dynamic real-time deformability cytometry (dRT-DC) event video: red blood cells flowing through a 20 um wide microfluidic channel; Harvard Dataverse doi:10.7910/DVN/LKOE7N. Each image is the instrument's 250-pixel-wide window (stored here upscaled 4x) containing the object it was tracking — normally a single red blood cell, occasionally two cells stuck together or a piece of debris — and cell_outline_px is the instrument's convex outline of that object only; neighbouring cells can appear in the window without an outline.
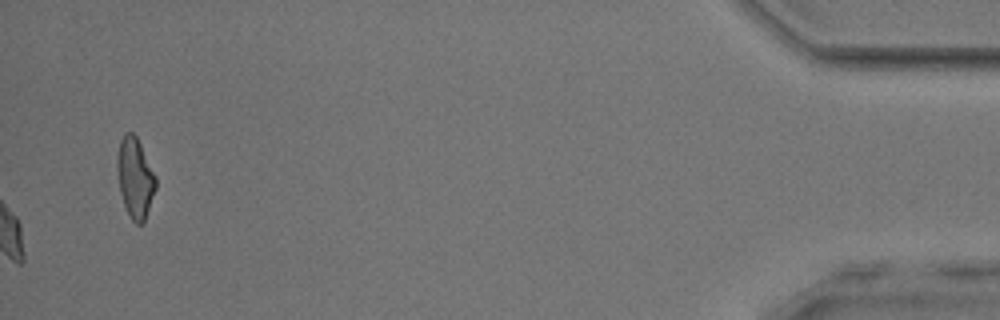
{"species": "common noctule bat (a hibernating species)", "species_latin": "Nyctalus noctula", "temperature_condition": "room temperature", "stored_images_in_passage": 49, "camera_frame_rate_fps": 3000, "um_per_image_px": 0.085, "animal": {"sex": "male", "body_mass_g": 17.9, "forearm_length_mm": 54.2}, "frame": {"image": 1, "passage_image": 49, "time_ms": 16.0, "image_size_px": [1000, 320], "cell_outline_px": [[156, 188], [144, 224], [136, 224], [132, 220], [124, 204], [120, 192], [116, 168], [116, 160], [120, 140], [124, 132], [132, 132], [136, 136], [156, 176]], "centroid_in_image_um": [11.48, 15.12], "position_along_channel_um": 423.7, "area_um2": 18.09}, "authors_computed_cell_mechanics": {"area_um2": 18.785, "velocity_mm_per_s": 3.928, "shape_relaxation_time_tau1_ms": 4.8754, "shape_relaxation_time_tau2_ms": 1.2859, "deformation_change_tau1": 0.1126, "deformation_change_tau2": 0.0823}}